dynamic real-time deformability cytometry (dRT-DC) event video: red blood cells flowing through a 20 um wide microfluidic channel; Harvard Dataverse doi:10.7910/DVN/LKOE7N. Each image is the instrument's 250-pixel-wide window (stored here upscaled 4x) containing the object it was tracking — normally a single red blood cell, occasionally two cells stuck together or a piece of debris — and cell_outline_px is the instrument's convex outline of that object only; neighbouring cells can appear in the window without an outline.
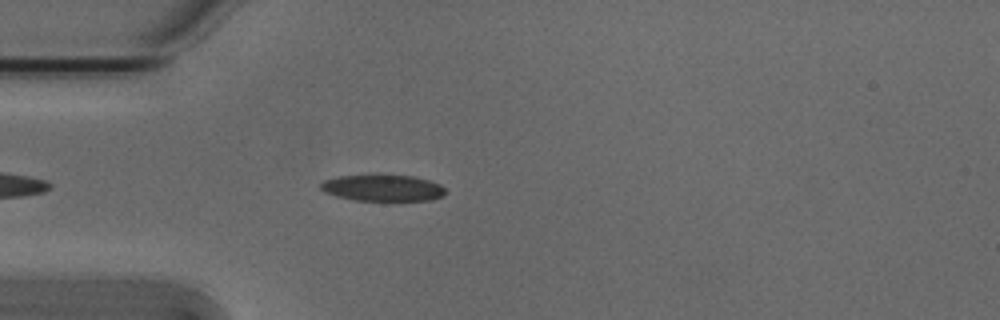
{"species": "Egyptian fruit bat (a non-hibernating species)", "species_latin": "Rousettus aegyptiacus", "temperature_condition": "cold", "stored_images_in_passage": 27, "camera_frame_rate_fps": 3000, "um_per_image_px": 0.085, "animal": {"sex": "male"}, "frame": {"image": 1, "passage_image": 6, "time_ms": 1.667, "image_size_px": [1000, 320], "cell_outline_px": [[448, 192], [444, 196], [432, 200], [352, 200], [336, 196], [324, 192], [320, 188], [320, 184], [324, 180], [340, 176], [380, 172], [412, 176], [428, 180], [440, 184]], "centroid_in_image_um": [32.53, 15.93], "position_along_channel_um": 52.5, "area_um2": 20.0}}
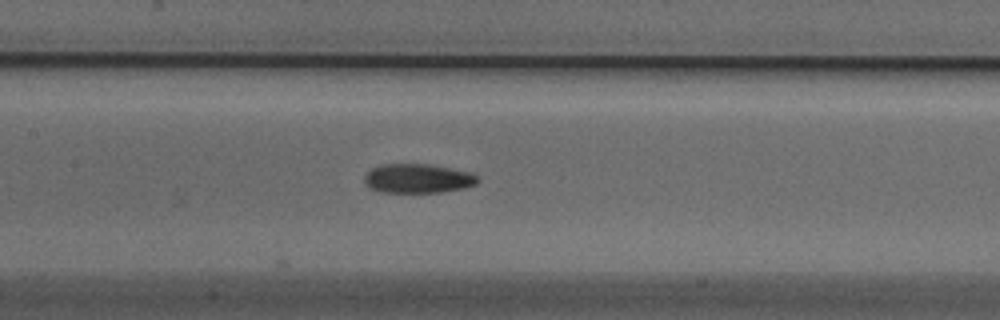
{"frame": {"image": 2, "passage_image": 16, "time_ms": 5.0, "image_size_px": [1000, 320], "cell_outline_px": [[480, 180], [476, 184], [464, 188], [440, 192], [380, 192], [368, 188], [364, 184], [364, 176], [372, 168], [380, 164], [428, 164], [468, 172], [476, 176]], "centroid_in_image_um": [35.46, 15.18], "position_along_channel_um": 171.9, "area_um2": 19.25}}
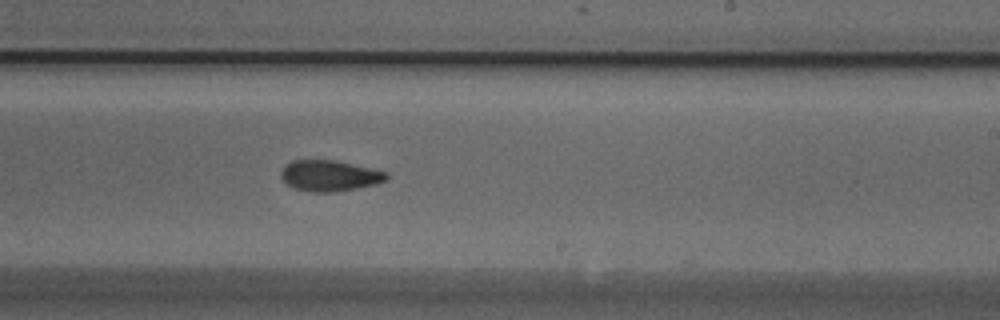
{"frame": {"image": 3, "passage_image": 23, "time_ms": 7.333, "image_size_px": [1000, 320], "cell_outline_px": [[388, 180], [376, 184], [356, 188], [332, 192], [316, 192], [296, 188], [288, 184], [280, 176], [280, 172], [292, 160], [336, 160], [388, 172]], "centroid_in_image_um": [28.06, 14.92], "position_along_channel_um": 260.9, "area_um2": 18.79}}